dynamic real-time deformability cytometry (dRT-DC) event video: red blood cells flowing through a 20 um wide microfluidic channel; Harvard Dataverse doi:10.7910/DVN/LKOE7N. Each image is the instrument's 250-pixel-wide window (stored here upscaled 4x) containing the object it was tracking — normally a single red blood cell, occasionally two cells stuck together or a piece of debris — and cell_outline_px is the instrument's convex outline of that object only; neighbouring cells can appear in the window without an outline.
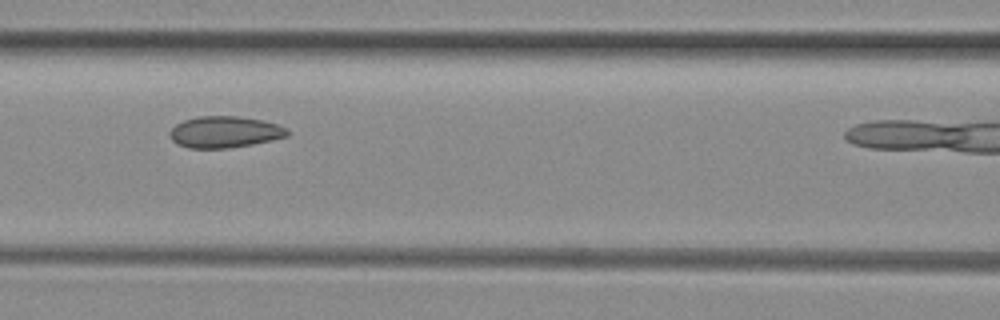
{"species": "common noctule bat (a hibernating species)", "species_latin": "Nyctalus noctula", "temperature_condition": "room temperature", "stored_images_in_passage": 5, "camera_frame_rate_fps": 3000, "um_per_image_px": 0.085, "animal": {"sex": "female", "body_mass_g": 29.2, "forearm_length_mm": 56.3}, "frame": {"image": 1, "passage_image": 4, "time_ms": 1.0, "image_size_px": [1000, 320], "cell_outline_px": [[292, 132], [288, 136], [272, 140], [252, 144], [228, 148], [188, 148], [176, 144], [172, 140], [168, 132], [176, 124], [184, 120], [196, 116], [236, 116], [264, 120], [288, 128]], "centroid_in_image_um": [19.11, 11.22], "position_along_channel_um": 147.5, "area_um2": 21.79}}